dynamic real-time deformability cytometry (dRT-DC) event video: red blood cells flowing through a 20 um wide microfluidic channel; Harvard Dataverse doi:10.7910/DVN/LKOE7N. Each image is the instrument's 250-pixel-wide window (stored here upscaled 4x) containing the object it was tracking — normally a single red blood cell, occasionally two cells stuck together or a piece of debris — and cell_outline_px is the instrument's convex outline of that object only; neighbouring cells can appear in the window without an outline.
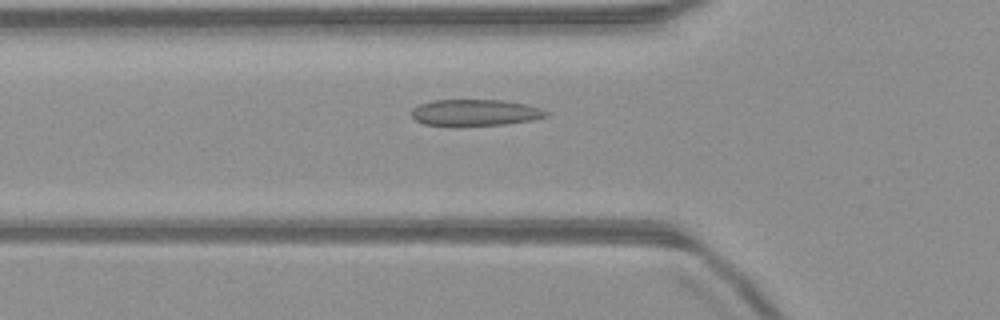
{"species": "common noctule bat (a hibernating species)", "species_latin": "Nyctalus noctula", "temperature_condition": "warm", "stored_images_in_passage": 14, "camera_frame_rate_fps": 3000, "um_per_image_px": 0.085, "animal": {"sex": "male", "body_mass_g": 23.1, "forearm_length_mm": 52.7}, "frame": {"image": 1, "passage_image": 4, "time_ms": 1.0, "image_size_px": [1000, 320], "cell_outline_px": [[548, 116], [532, 120], [504, 124], [424, 124], [416, 120], [412, 116], [412, 108], [420, 104], [432, 100], [504, 100], [524, 104], [540, 108], [548, 112]], "centroid_in_image_um": [40.4, 9.54], "position_along_channel_um": 85.4, "area_um2": 20.11}}
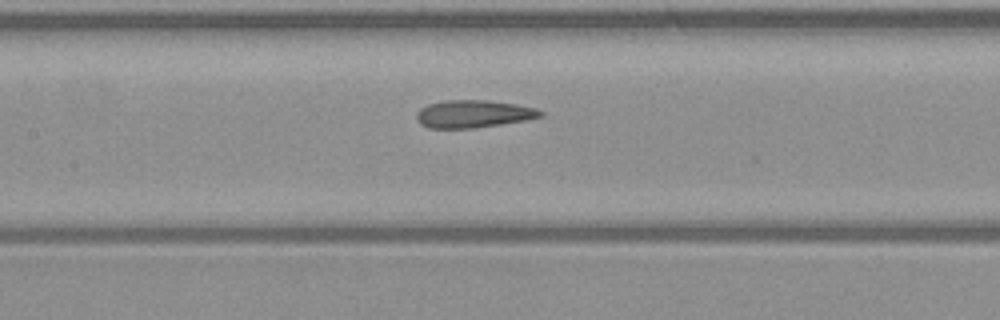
{"frame": {"image": 2, "passage_image": 10, "time_ms": 3.0, "image_size_px": [1000, 320], "cell_outline_px": [[544, 116], [528, 120], [476, 128], [428, 128], [420, 124], [416, 116], [416, 112], [420, 108], [428, 104], [444, 100], [484, 100], [516, 104], [536, 108], [544, 112]], "centroid_in_image_um": [40.25, 9.68], "position_along_channel_um": 167.1, "area_um2": 20.11}}
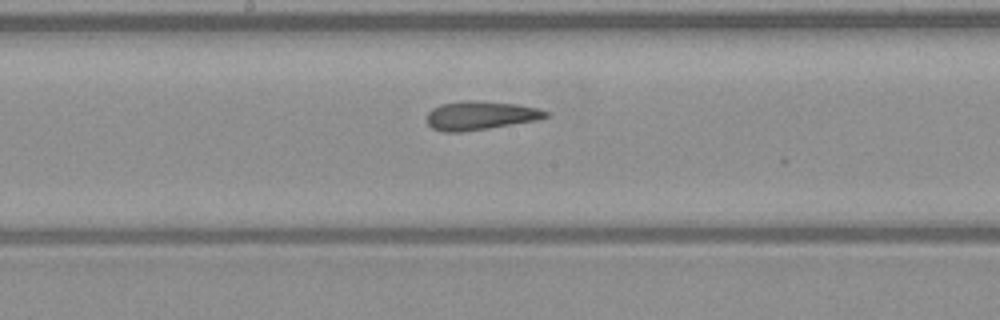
{"frame": {"image": 3, "passage_image": 13, "time_ms": 4.0, "image_size_px": [1000, 320], "cell_outline_px": [[548, 116], [536, 120], [488, 128], [460, 132], [444, 132], [432, 128], [428, 124], [428, 112], [432, 108], [440, 104], [464, 100], [476, 100], [516, 104], [536, 108], [548, 112]], "centroid_in_image_um": [40.78, 9.81], "position_along_channel_um": 207.4, "area_um2": 19.71}}